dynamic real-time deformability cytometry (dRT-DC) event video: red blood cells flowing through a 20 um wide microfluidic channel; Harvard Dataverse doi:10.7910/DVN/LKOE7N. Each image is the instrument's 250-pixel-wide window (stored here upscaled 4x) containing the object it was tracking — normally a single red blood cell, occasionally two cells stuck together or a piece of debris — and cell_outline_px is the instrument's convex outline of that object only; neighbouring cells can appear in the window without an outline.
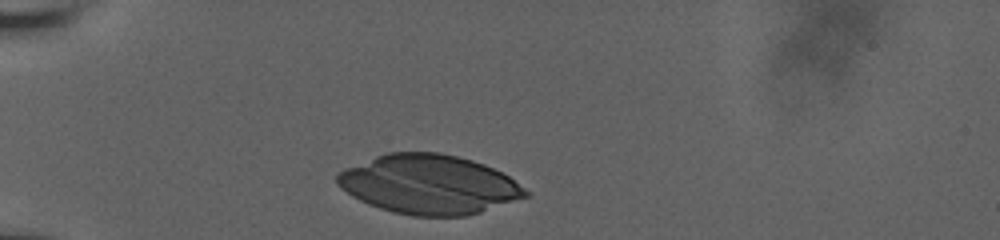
{"species": "human", "species_latin": "Homo sapiens", "temperature_condition": "room temperature", "stored_images_in_passage": 30, "camera_frame_rate_fps": 3000, "um_per_image_px": 0.085, "donor": {"sex": "male"}, "frame": {"image": 1, "passage_image": 1, "time_ms": 0.0, "image_size_px": [1000, 240], "cell_outline_px": [[532, 192], [528, 196], [480, 212], [464, 216], [412, 216], [392, 212], [368, 204], [352, 196], [340, 188], [336, 184], [336, 172], [344, 168], [376, 156], [388, 152], [440, 152], [472, 160], [484, 164], [508, 176]], "centroid_in_image_um": [36.43, 15.67], "position_along_channel_um": 48.6, "area_um2": 65.14}}